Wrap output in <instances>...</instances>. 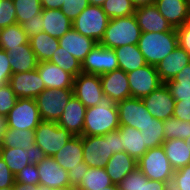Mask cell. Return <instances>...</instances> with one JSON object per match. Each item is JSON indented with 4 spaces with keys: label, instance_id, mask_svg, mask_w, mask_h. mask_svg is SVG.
Instances as JSON below:
<instances>
[{
    "label": "cell",
    "instance_id": "obj_24",
    "mask_svg": "<svg viewBox=\"0 0 190 190\" xmlns=\"http://www.w3.org/2000/svg\"><path fill=\"white\" fill-rule=\"evenodd\" d=\"M58 40L60 47L74 56L80 63L98 44L95 40L80 34L74 28L70 29Z\"/></svg>",
    "mask_w": 190,
    "mask_h": 190
},
{
    "label": "cell",
    "instance_id": "obj_44",
    "mask_svg": "<svg viewBox=\"0 0 190 190\" xmlns=\"http://www.w3.org/2000/svg\"><path fill=\"white\" fill-rule=\"evenodd\" d=\"M17 97L8 83L0 88V114L7 116L14 107Z\"/></svg>",
    "mask_w": 190,
    "mask_h": 190
},
{
    "label": "cell",
    "instance_id": "obj_8",
    "mask_svg": "<svg viewBox=\"0 0 190 190\" xmlns=\"http://www.w3.org/2000/svg\"><path fill=\"white\" fill-rule=\"evenodd\" d=\"M109 17L101 6H87L73 21V28L80 34L99 43L104 35Z\"/></svg>",
    "mask_w": 190,
    "mask_h": 190
},
{
    "label": "cell",
    "instance_id": "obj_40",
    "mask_svg": "<svg viewBox=\"0 0 190 190\" xmlns=\"http://www.w3.org/2000/svg\"><path fill=\"white\" fill-rule=\"evenodd\" d=\"M165 141L171 139H186L190 136V122L170 117L163 121Z\"/></svg>",
    "mask_w": 190,
    "mask_h": 190
},
{
    "label": "cell",
    "instance_id": "obj_53",
    "mask_svg": "<svg viewBox=\"0 0 190 190\" xmlns=\"http://www.w3.org/2000/svg\"><path fill=\"white\" fill-rule=\"evenodd\" d=\"M87 171H88V168L70 169L68 171V178L70 181V185L77 187L81 183L83 176Z\"/></svg>",
    "mask_w": 190,
    "mask_h": 190
},
{
    "label": "cell",
    "instance_id": "obj_49",
    "mask_svg": "<svg viewBox=\"0 0 190 190\" xmlns=\"http://www.w3.org/2000/svg\"><path fill=\"white\" fill-rule=\"evenodd\" d=\"M22 28L29 38L38 35L43 31L42 14H37L30 21L24 22Z\"/></svg>",
    "mask_w": 190,
    "mask_h": 190
},
{
    "label": "cell",
    "instance_id": "obj_41",
    "mask_svg": "<svg viewBox=\"0 0 190 190\" xmlns=\"http://www.w3.org/2000/svg\"><path fill=\"white\" fill-rule=\"evenodd\" d=\"M101 7L109 19L132 15L136 9L132 0H106Z\"/></svg>",
    "mask_w": 190,
    "mask_h": 190
},
{
    "label": "cell",
    "instance_id": "obj_20",
    "mask_svg": "<svg viewBox=\"0 0 190 190\" xmlns=\"http://www.w3.org/2000/svg\"><path fill=\"white\" fill-rule=\"evenodd\" d=\"M134 16L137 20L139 27L141 28L142 33H161L165 31H170L172 29L171 25L160 14L154 4L137 7L135 9Z\"/></svg>",
    "mask_w": 190,
    "mask_h": 190
},
{
    "label": "cell",
    "instance_id": "obj_10",
    "mask_svg": "<svg viewBox=\"0 0 190 190\" xmlns=\"http://www.w3.org/2000/svg\"><path fill=\"white\" fill-rule=\"evenodd\" d=\"M131 97L142 99L164 84L156 66L146 64L144 67L127 73Z\"/></svg>",
    "mask_w": 190,
    "mask_h": 190
},
{
    "label": "cell",
    "instance_id": "obj_61",
    "mask_svg": "<svg viewBox=\"0 0 190 190\" xmlns=\"http://www.w3.org/2000/svg\"><path fill=\"white\" fill-rule=\"evenodd\" d=\"M101 190H119V188H118V185L112 184L108 187H105V189H101Z\"/></svg>",
    "mask_w": 190,
    "mask_h": 190
},
{
    "label": "cell",
    "instance_id": "obj_46",
    "mask_svg": "<svg viewBox=\"0 0 190 190\" xmlns=\"http://www.w3.org/2000/svg\"><path fill=\"white\" fill-rule=\"evenodd\" d=\"M15 182L21 184H39V175L37 165L35 164H28L22 170L15 174Z\"/></svg>",
    "mask_w": 190,
    "mask_h": 190
},
{
    "label": "cell",
    "instance_id": "obj_22",
    "mask_svg": "<svg viewBox=\"0 0 190 190\" xmlns=\"http://www.w3.org/2000/svg\"><path fill=\"white\" fill-rule=\"evenodd\" d=\"M39 184L49 188L63 187L70 184L68 171L64 170L53 157L46 156L37 164Z\"/></svg>",
    "mask_w": 190,
    "mask_h": 190
},
{
    "label": "cell",
    "instance_id": "obj_27",
    "mask_svg": "<svg viewBox=\"0 0 190 190\" xmlns=\"http://www.w3.org/2000/svg\"><path fill=\"white\" fill-rule=\"evenodd\" d=\"M135 168H137V161L125 151L114 153L105 166L112 183L116 185Z\"/></svg>",
    "mask_w": 190,
    "mask_h": 190
},
{
    "label": "cell",
    "instance_id": "obj_1",
    "mask_svg": "<svg viewBox=\"0 0 190 190\" xmlns=\"http://www.w3.org/2000/svg\"><path fill=\"white\" fill-rule=\"evenodd\" d=\"M83 162L90 168H105L114 153L124 151L119 129L105 135L82 136Z\"/></svg>",
    "mask_w": 190,
    "mask_h": 190
},
{
    "label": "cell",
    "instance_id": "obj_6",
    "mask_svg": "<svg viewBox=\"0 0 190 190\" xmlns=\"http://www.w3.org/2000/svg\"><path fill=\"white\" fill-rule=\"evenodd\" d=\"M35 131V144L48 157L54 155L74 136L57 122L41 121Z\"/></svg>",
    "mask_w": 190,
    "mask_h": 190
},
{
    "label": "cell",
    "instance_id": "obj_35",
    "mask_svg": "<svg viewBox=\"0 0 190 190\" xmlns=\"http://www.w3.org/2000/svg\"><path fill=\"white\" fill-rule=\"evenodd\" d=\"M33 144H35L34 130L8 128L0 143V147L27 149Z\"/></svg>",
    "mask_w": 190,
    "mask_h": 190
},
{
    "label": "cell",
    "instance_id": "obj_43",
    "mask_svg": "<svg viewBox=\"0 0 190 190\" xmlns=\"http://www.w3.org/2000/svg\"><path fill=\"white\" fill-rule=\"evenodd\" d=\"M170 190H190V164L174 171Z\"/></svg>",
    "mask_w": 190,
    "mask_h": 190
},
{
    "label": "cell",
    "instance_id": "obj_13",
    "mask_svg": "<svg viewBox=\"0 0 190 190\" xmlns=\"http://www.w3.org/2000/svg\"><path fill=\"white\" fill-rule=\"evenodd\" d=\"M0 156L15 175L28 164H39L45 157L41 148L33 144L27 149L0 147Z\"/></svg>",
    "mask_w": 190,
    "mask_h": 190
},
{
    "label": "cell",
    "instance_id": "obj_31",
    "mask_svg": "<svg viewBox=\"0 0 190 190\" xmlns=\"http://www.w3.org/2000/svg\"><path fill=\"white\" fill-rule=\"evenodd\" d=\"M162 147L174 170L190 164V145H187L183 139L164 141Z\"/></svg>",
    "mask_w": 190,
    "mask_h": 190
},
{
    "label": "cell",
    "instance_id": "obj_25",
    "mask_svg": "<svg viewBox=\"0 0 190 190\" xmlns=\"http://www.w3.org/2000/svg\"><path fill=\"white\" fill-rule=\"evenodd\" d=\"M190 63V55L179 45L168 54L157 66L158 75L163 83L173 79Z\"/></svg>",
    "mask_w": 190,
    "mask_h": 190
},
{
    "label": "cell",
    "instance_id": "obj_47",
    "mask_svg": "<svg viewBox=\"0 0 190 190\" xmlns=\"http://www.w3.org/2000/svg\"><path fill=\"white\" fill-rule=\"evenodd\" d=\"M166 86L175 100H190V82L167 81Z\"/></svg>",
    "mask_w": 190,
    "mask_h": 190
},
{
    "label": "cell",
    "instance_id": "obj_38",
    "mask_svg": "<svg viewBox=\"0 0 190 190\" xmlns=\"http://www.w3.org/2000/svg\"><path fill=\"white\" fill-rule=\"evenodd\" d=\"M16 9L17 24L22 25L30 21L35 15L42 13V4L40 0H12Z\"/></svg>",
    "mask_w": 190,
    "mask_h": 190
},
{
    "label": "cell",
    "instance_id": "obj_29",
    "mask_svg": "<svg viewBox=\"0 0 190 190\" xmlns=\"http://www.w3.org/2000/svg\"><path fill=\"white\" fill-rule=\"evenodd\" d=\"M119 190H170L167 182L148 179L137 167L118 184Z\"/></svg>",
    "mask_w": 190,
    "mask_h": 190
},
{
    "label": "cell",
    "instance_id": "obj_33",
    "mask_svg": "<svg viewBox=\"0 0 190 190\" xmlns=\"http://www.w3.org/2000/svg\"><path fill=\"white\" fill-rule=\"evenodd\" d=\"M29 44L38 62L49 61L60 46L57 38L51 37L44 31L30 37Z\"/></svg>",
    "mask_w": 190,
    "mask_h": 190
},
{
    "label": "cell",
    "instance_id": "obj_34",
    "mask_svg": "<svg viewBox=\"0 0 190 190\" xmlns=\"http://www.w3.org/2000/svg\"><path fill=\"white\" fill-rule=\"evenodd\" d=\"M29 37L24 32L22 25L14 24L0 29V49L6 52L12 48L19 47L21 44H28Z\"/></svg>",
    "mask_w": 190,
    "mask_h": 190
},
{
    "label": "cell",
    "instance_id": "obj_58",
    "mask_svg": "<svg viewBox=\"0 0 190 190\" xmlns=\"http://www.w3.org/2000/svg\"><path fill=\"white\" fill-rule=\"evenodd\" d=\"M155 0H132V3L134 6L141 7V6H146V5H152L154 4Z\"/></svg>",
    "mask_w": 190,
    "mask_h": 190
},
{
    "label": "cell",
    "instance_id": "obj_50",
    "mask_svg": "<svg viewBox=\"0 0 190 190\" xmlns=\"http://www.w3.org/2000/svg\"><path fill=\"white\" fill-rule=\"evenodd\" d=\"M178 45L190 55V21L176 29Z\"/></svg>",
    "mask_w": 190,
    "mask_h": 190
},
{
    "label": "cell",
    "instance_id": "obj_52",
    "mask_svg": "<svg viewBox=\"0 0 190 190\" xmlns=\"http://www.w3.org/2000/svg\"><path fill=\"white\" fill-rule=\"evenodd\" d=\"M173 117L190 122V100H176Z\"/></svg>",
    "mask_w": 190,
    "mask_h": 190
},
{
    "label": "cell",
    "instance_id": "obj_16",
    "mask_svg": "<svg viewBox=\"0 0 190 190\" xmlns=\"http://www.w3.org/2000/svg\"><path fill=\"white\" fill-rule=\"evenodd\" d=\"M9 84L17 98L35 99L44 89H46L37 69L12 74Z\"/></svg>",
    "mask_w": 190,
    "mask_h": 190
},
{
    "label": "cell",
    "instance_id": "obj_48",
    "mask_svg": "<svg viewBox=\"0 0 190 190\" xmlns=\"http://www.w3.org/2000/svg\"><path fill=\"white\" fill-rule=\"evenodd\" d=\"M11 75L9 55L5 50L0 49V88L9 83Z\"/></svg>",
    "mask_w": 190,
    "mask_h": 190
},
{
    "label": "cell",
    "instance_id": "obj_28",
    "mask_svg": "<svg viewBox=\"0 0 190 190\" xmlns=\"http://www.w3.org/2000/svg\"><path fill=\"white\" fill-rule=\"evenodd\" d=\"M7 53L12 74L33 71L37 68L38 60L29 43L12 48Z\"/></svg>",
    "mask_w": 190,
    "mask_h": 190
},
{
    "label": "cell",
    "instance_id": "obj_17",
    "mask_svg": "<svg viewBox=\"0 0 190 190\" xmlns=\"http://www.w3.org/2000/svg\"><path fill=\"white\" fill-rule=\"evenodd\" d=\"M104 96H107L114 103L131 97L127 73L122 69L100 75Z\"/></svg>",
    "mask_w": 190,
    "mask_h": 190
},
{
    "label": "cell",
    "instance_id": "obj_3",
    "mask_svg": "<svg viewBox=\"0 0 190 190\" xmlns=\"http://www.w3.org/2000/svg\"><path fill=\"white\" fill-rule=\"evenodd\" d=\"M178 46L175 28L161 33H141L138 47L147 64L157 66L168 54Z\"/></svg>",
    "mask_w": 190,
    "mask_h": 190
},
{
    "label": "cell",
    "instance_id": "obj_60",
    "mask_svg": "<svg viewBox=\"0 0 190 190\" xmlns=\"http://www.w3.org/2000/svg\"><path fill=\"white\" fill-rule=\"evenodd\" d=\"M106 0H88L89 5L102 6Z\"/></svg>",
    "mask_w": 190,
    "mask_h": 190
},
{
    "label": "cell",
    "instance_id": "obj_21",
    "mask_svg": "<svg viewBox=\"0 0 190 190\" xmlns=\"http://www.w3.org/2000/svg\"><path fill=\"white\" fill-rule=\"evenodd\" d=\"M154 5L172 28H179L190 21V7L187 0H155Z\"/></svg>",
    "mask_w": 190,
    "mask_h": 190
},
{
    "label": "cell",
    "instance_id": "obj_63",
    "mask_svg": "<svg viewBox=\"0 0 190 190\" xmlns=\"http://www.w3.org/2000/svg\"><path fill=\"white\" fill-rule=\"evenodd\" d=\"M0 190H13V187H3V188H0Z\"/></svg>",
    "mask_w": 190,
    "mask_h": 190
},
{
    "label": "cell",
    "instance_id": "obj_56",
    "mask_svg": "<svg viewBox=\"0 0 190 190\" xmlns=\"http://www.w3.org/2000/svg\"><path fill=\"white\" fill-rule=\"evenodd\" d=\"M43 9H60L62 0H40Z\"/></svg>",
    "mask_w": 190,
    "mask_h": 190
},
{
    "label": "cell",
    "instance_id": "obj_62",
    "mask_svg": "<svg viewBox=\"0 0 190 190\" xmlns=\"http://www.w3.org/2000/svg\"><path fill=\"white\" fill-rule=\"evenodd\" d=\"M184 141L186 142L187 145H190V136L184 139Z\"/></svg>",
    "mask_w": 190,
    "mask_h": 190
},
{
    "label": "cell",
    "instance_id": "obj_37",
    "mask_svg": "<svg viewBox=\"0 0 190 190\" xmlns=\"http://www.w3.org/2000/svg\"><path fill=\"white\" fill-rule=\"evenodd\" d=\"M163 129V121L155 117L144 128H141V136L145 139V145L148 148L162 146L165 141Z\"/></svg>",
    "mask_w": 190,
    "mask_h": 190
},
{
    "label": "cell",
    "instance_id": "obj_32",
    "mask_svg": "<svg viewBox=\"0 0 190 190\" xmlns=\"http://www.w3.org/2000/svg\"><path fill=\"white\" fill-rule=\"evenodd\" d=\"M119 69L125 73L144 67L147 63L138 45H124L114 49Z\"/></svg>",
    "mask_w": 190,
    "mask_h": 190
},
{
    "label": "cell",
    "instance_id": "obj_30",
    "mask_svg": "<svg viewBox=\"0 0 190 190\" xmlns=\"http://www.w3.org/2000/svg\"><path fill=\"white\" fill-rule=\"evenodd\" d=\"M119 132L122 137L124 151L138 161L149 149L145 145V139L141 136V131L129 126H120Z\"/></svg>",
    "mask_w": 190,
    "mask_h": 190
},
{
    "label": "cell",
    "instance_id": "obj_9",
    "mask_svg": "<svg viewBox=\"0 0 190 190\" xmlns=\"http://www.w3.org/2000/svg\"><path fill=\"white\" fill-rule=\"evenodd\" d=\"M42 121L34 98H17L7 115L8 128L35 130Z\"/></svg>",
    "mask_w": 190,
    "mask_h": 190
},
{
    "label": "cell",
    "instance_id": "obj_5",
    "mask_svg": "<svg viewBox=\"0 0 190 190\" xmlns=\"http://www.w3.org/2000/svg\"><path fill=\"white\" fill-rule=\"evenodd\" d=\"M137 167L148 179L167 182L169 185L175 171L162 146L149 148L137 161Z\"/></svg>",
    "mask_w": 190,
    "mask_h": 190
},
{
    "label": "cell",
    "instance_id": "obj_59",
    "mask_svg": "<svg viewBox=\"0 0 190 190\" xmlns=\"http://www.w3.org/2000/svg\"><path fill=\"white\" fill-rule=\"evenodd\" d=\"M51 190H78L76 186L73 185H66L63 187L51 188Z\"/></svg>",
    "mask_w": 190,
    "mask_h": 190
},
{
    "label": "cell",
    "instance_id": "obj_15",
    "mask_svg": "<svg viewBox=\"0 0 190 190\" xmlns=\"http://www.w3.org/2000/svg\"><path fill=\"white\" fill-rule=\"evenodd\" d=\"M142 101L147 111L156 119L164 121L173 117L176 100L171 96L165 83L148 96L143 97Z\"/></svg>",
    "mask_w": 190,
    "mask_h": 190
},
{
    "label": "cell",
    "instance_id": "obj_7",
    "mask_svg": "<svg viewBox=\"0 0 190 190\" xmlns=\"http://www.w3.org/2000/svg\"><path fill=\"white\" fill-rule=\"evenodd\" d=\"M72 96L73 88L44 89L35 98L42 121L58 122Z\"/></svg>",
    "mask_w": 190,
    "mask_h": 190
},
{
    "label": "cell",
    "instance_id": "obj_4",
    "mask_svg": "<svg viewBox=\"0 0 190 190\" xmlns=\"http://www.w3.org/2000/svg\"><path fill=\"white\" fill-rule=\"evenodd\" d=\"M134 14L109 19L102 40L99 42L105 48L115 49L124 45H138L141 36Z\"/></svg>",
    "mask_w": 190,
    "mask_h": 190
},
{
    "label": "cell",
    "instance_id": "obj_51",
    "mask_svg": "<svg viewBox=\"0 0 190 190\" xmlns=\"http://www.w3.org/2000/svg\"><path fill=\"white\" fill-rule=\"evenodd\" d=\"M14 176L6 162L0 156V188L13 187L15 182Z\"/></svg>",
    "mask_w": 190,
    "mask_h": 190
},
{
    "label": "cell",
    "instance_id": "obj_57",
    "mask_svg": "<svg viewBox=\"0 0 190 190\" xmlns=\"http://www.w3.org/2000/svg\"><path fill=\"white\" fill-rule=\"evenodd\" d=\"M7 129H8L7 116H3L0 114V143L2 142V139Z\"/></svg>",
    "mask_w": 190,
    "mask_h": 190
},
{
    "label": "cell",
    "instance_id": "obj_2",
    "mask_svg": "<svg viewBox=\"0 0 190 190\" xmlns=\"http://www.w3.org/2000/svg\"><path fill=\"white\" fill-rule=\"evenodd\" d=\"M119 127L117 104L107 96H103L98 105L86 108L83 136L105 135Z\"/></svg>",
    "mask_w": 190,
    "mask_h": 190
},
{
    "label": "cell",
    "instance_id": "obj_45",
    "mask_svg": "<svg viewBox=\"0 0 190 190\" xmlns=\"http://www.w3.org/2000/svg\"><path fill=\"white\" fill-rule=\"evenodd\" d=\"M87 6L88 0H64L60 9L73 22Z\"/></svg>",
    "mask_w": 190,
    "mask_h": 190
},
{
    "label": "cell",
    "instance_id": "obj_18",
    "mask_svg": "<svg viewBox=\"0 0 190 190\" xmlns=\"http://www.w3.org/2000/svg\"><path fill=\"white\" fill-rule=\"evenodd\" d=\"M86 106L74 95L68 101L57 124L74 136H83Z\"/></svg>",
    "mask_w": 190,
    "mask_h": 190
},
{
    "label": "cell",
    "instance_id": "obj_54",
    "mask_svg": "<svg viewBox=\"0 0 190 190\" xmlns=\"http://www.w3.org/2000/svg\"><path fill=\"white\" fill-rule=\"evenodd\" d=\"M13 190H51V188L42 184H21L18 182H14Z\"/></svg>",
    "mask_w": 190,
    "mask_h": 190
},
{
    "label": "cell",
    "instance_id": "obj_14",
    "mask_svg": "<svg viewBox=\"0 0 190 190\" xmlns=\"http://www.w3.org/2000/svg\"><path fill=\"white\" fill-rule=\"evenodd\" d=\"M73 95L79 99L86 108L99 104L104 96L100 75L80 73L74 78Z\"/></svg>",
    "mask_w": 190,
    "mask_h": 190
},
{
    "label": "cell",
    "instance_id": "obj_19",
    "mask_svg": "<svg viewBox=\"0 0 190 190\" xmlns=\"http://www.w3.org/2000/svg\"><path fill=\"white\" fill-rule=\"evenodd\" d=\"M64 170L89 168L83 162L82 136H73L53 157Z\"/></svg>",
    "mask_w": 190,
    "mask_h": 190
},
{
    "label": "cell",
    "instance_id": "obj_23",
    "mask_svg": "<svg viewBox=\"0 0 190 190\" xmlns=\"http://www.w3.org/2000/svg\"><path fill=\"white\" fill-rule=\"evenodd\" d=\"M37 71L46 89L73 88L74 76L57 65L49 62H38Z\"/></svg>",
    "mask_w": 190,
    "mask_h": 190
},
{
    "label": "cell",
    "instance_id": "obj_11",
    "mask_svg": "<svg viewBox=\"0 0 190 190\" xmlns=\"http://www.w3.org/2000/svg\"><path fill=\"white\" fill-rule=\"evenodd\" d=\"M83 73L102 75L119 69L114 49L105 48L98 43L81 63Z\"/></svg>",
    "mask_w": 190,
    "mask_h": 190
},
{
    "label": "cell",
    "instance_id": "obj_55",
    "mask_svg": "<svg viewBox=\"0 0 190 190\" xmlns=\"http://www.w3.org/2000/svg\"><path fill=\"white\" fill-rule=\"evenodd\" d=\"M172 80L175 82H190V63L173 77Z\"/></svg>",
    "mask_w": 190,
    "mask_h": 190
},
{
    "label": "cell",
    "instance_id": "obj_42",
    "mask_svg": "<svg viewBox=\"0 0 190 190\" xmlns=\"http://www.w3.org/2000/svg\"><path fill=\"white\" fill-rule=\"evenodd\" d=\"M16 23V9L13 1L0 0V29Z\"/></svg>",
    "mask_w": 190,
    "mask_h": 190
},
{
    "label": "cell",
    "instance_id": "obj_36",
    "mask_svg": "<svg viewBox=\"0 0 190 190\" xmlns=\"http://www.w3.org/2000/svg\"><path fill=\"white\" fill-rule=\"evenodd\" d=\"M110 176L105 168H88L81 183L77 186L78 190H101L112 185Z\"/></svg>",
    "mask_w": 190,
    "mask_h": 190
},
{
    "label": "cell",
    "instance_id": "obj_39",
    "mask_svg": "<svg viewBox=\"0 0 190 190\" xmlns=\"http://www.w3.org/2000/svg\"><path fill=\"white\" fill-rule=\"evenodd\" d=\"M49 62L57 65L64 71L72 74L76 77L78 74L82 73L81 63L70 53L63 50L62 47L59 48L54 52L52 58Z\"/></svg>",
    "mask_w": 190,
    "mask_h": 190
},
{
    "label": "cell",
    "instance_id": "obj_12",
    "mask_svg": "<svg viewBox=\"0 0 190 190\" xmlns=\"http://www.w3.org/2000/svg\"><path fill=\"white\" fill-rule=\"evenodd\" d=\"M120 126L141 131L154 117L147 111L142 99L130 97L117 103Z\"/></svg>",
    "mask_w": 190,
    "mask_h": 190
},
{
    "label": "cell",
    "instance_id": "obj_26",
    "mask_svg": "<svg viewBox=\"0 0 190 190\" xmlns=\"http://www.w3.org/2000/svg\"><path fill=\"white\" fill-rule=\"evenodd\" d=\"M43 31L54 38H61L73 28V22L61 9H42Z\"/></svg>",
    "mask_w": 190,
    "mask_h": 190
}]
</instances>
